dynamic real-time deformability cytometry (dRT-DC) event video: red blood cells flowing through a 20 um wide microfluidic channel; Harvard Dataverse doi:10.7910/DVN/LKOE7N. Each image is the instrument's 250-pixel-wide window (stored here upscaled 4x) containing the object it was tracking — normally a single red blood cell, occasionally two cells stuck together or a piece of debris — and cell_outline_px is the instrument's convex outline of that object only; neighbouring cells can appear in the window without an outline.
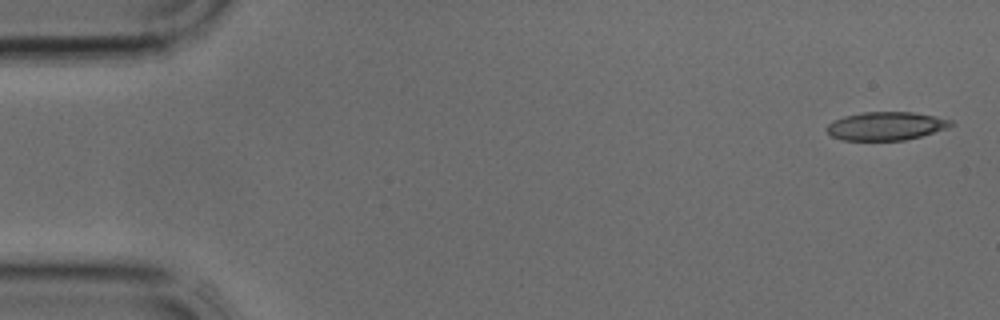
{"species": "common noctule bat (a hibernating species)", "species_latin": "Nyctalus noctula", "temperature_condition": "cold", "stored_images_in_passage": 38, "camera_frame_rate_fps": 3000, "um_per_image_px": 0.085, "animal": {"sex": "male", "body_mass_g": 17.9, "forearm_length_mm": 54.2}, "frame": {"image": 1, "passage_image": 1, "time_ms": 0.0, "image_size_px": [1000, 320], "cell_outline_px": [[956, 124], [948, 128], [920, 136], [904, 140], [840, 140], [832, 136], [824, 128], [832, 120], [844, 116], [860, 112], [912, 112], [936, 116], [952, 120]], "centroid_in_image_um": [75.3, 10.7], "position_along_channel_um": 9.7, "area_um2": 20.69}}
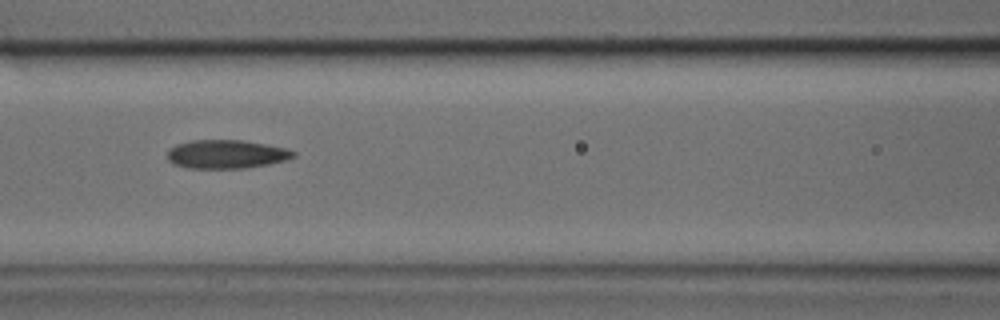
{"frame": {"image": 2, "passage_image": 16, "time_ms": 5.0, "image_size_px": [1000, 320], "cell_outline_px": [[296, 156], [288, 160], [268, 164], [244, 168], [188, 168], [172, 164], [168, 160], [168, 152], [176, 144], [192, 140], [244, 140], [284, 148], [296, 152]], "centroid_in_image_um": [19.24, 13.11], "position_along_channel_um": 147.4, "area_um2": 20.98}}
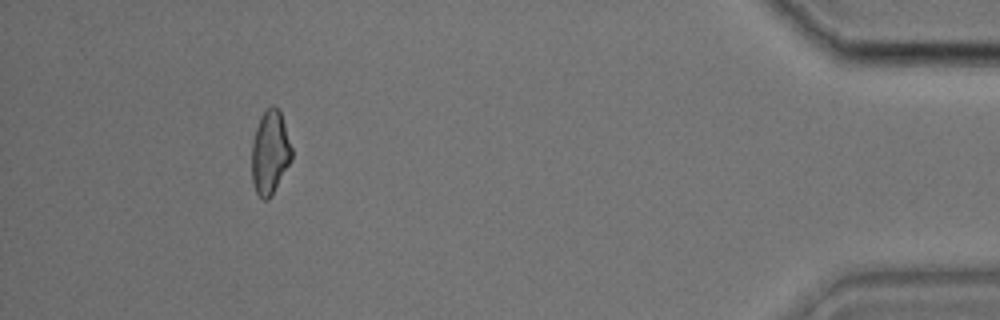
{"frame": {"image": 3, "passage_image": 35, "time_ms": 11.333, "image_size_px": [1000, 320], "cell_outline_px": [[292, 160], [268, 200], [264, 200], [256, 192], [252, 180], [252, 144], [256, 128], [260, 116], [272, 104], [280, 112], [292, 148]], "centroid_in_image_um": [22.95, 12.96], "position_along_channel_um": 412.3, "area_um2": 19.19}}